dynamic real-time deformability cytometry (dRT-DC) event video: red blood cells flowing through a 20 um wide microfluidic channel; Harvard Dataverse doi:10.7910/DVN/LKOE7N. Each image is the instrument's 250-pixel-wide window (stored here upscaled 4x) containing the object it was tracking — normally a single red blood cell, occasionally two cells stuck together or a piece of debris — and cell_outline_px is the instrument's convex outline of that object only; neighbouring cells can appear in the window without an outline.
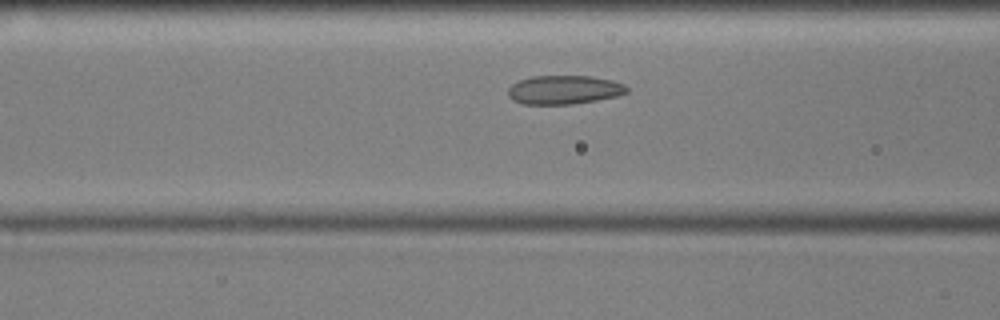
{"species": "common noctule bat (a hibernating species)", "species_latin": "Nyctalus noctula", "temperature_condition": "cold", "stored_images_in_passage": 47, "camera_frame_rate_fps": 3000, "um_per_image_px": 0.085, "animal": {"sex": "male", "body_mass_g": 17.9, "forearm_length_mm": 54.2}, "frame": {"image": 1, "passage_image": 12, "time_ms": 3.667, "image_size_px": [1000, 320], "cell_outline_px": [[628, 92], [616, 96], [596, 100], [572, 104], [520, 104], [512, 100], [508, 96], [508, 88], [512, 84], [520, 80], [532, 76], [592, 76], [612, 80], [624, 84], [628, 88]], "centroid_in_image_um": [47.93, 7.63], "position_along_channel_um": 118.7, "area_um2": 20.0}}
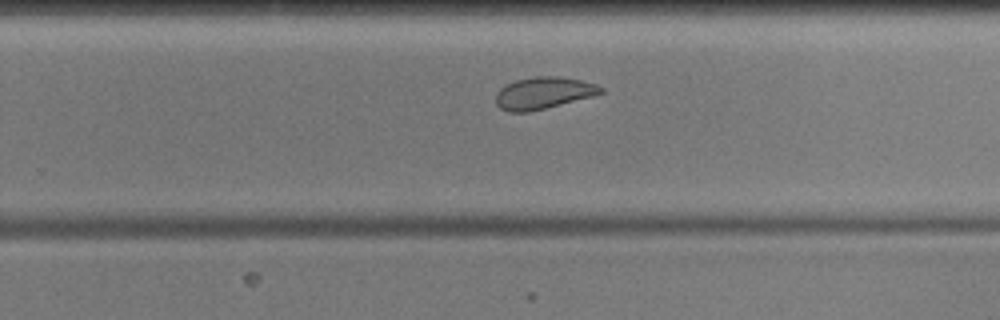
{"frame": {"image": 2, "passage_image": 26, "time_ms": 8.333, "image_size_px": [1000, 320], "cell_outline_px": [[604, 92], [592, 96], [528, 112], [508, 112], [500, 108], [496, 104], [496, 92], [500, 88], [516, 80], [536, 76], [560, 76], [580, 80], [596, 84], [604, 88]], "centroid_in_image_um": [46.18, 7.9], "position_along_channel_um": 283.6, "area_um2": 19.36}}
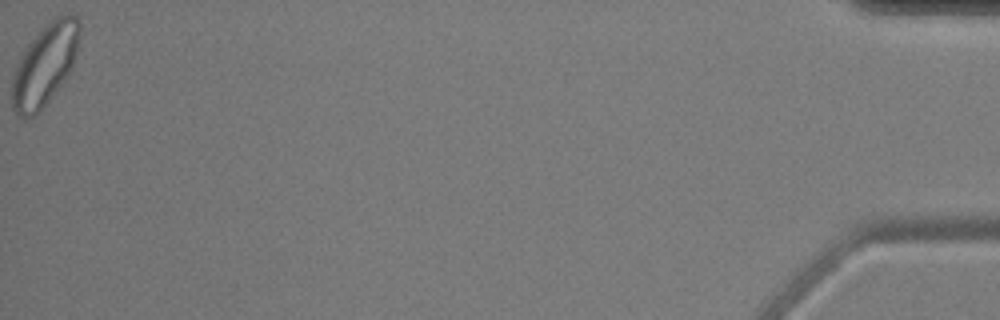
{"frame": {"image": 3, "passage_image": 47, "time_ms": 15.333, "image_size_px": [1000, 320], "cell_outline_px": [[80, 32], [76, 52], [72, 64], [68, 72], [60, 84], [48, 100], [32, 116], [20, 116], [12, 108], [12, 76], [28, 44], [56, 16], [64, 12], [76, 16], [80, 24]], "centroid_in_image_um": [3.82, 5.46], "position_along_channel_um": 431.4, "area_um2": 30.75}, "authors_computed_cell_mechanics": {"area_um2": 20.808, "velocity_mm_per_s": 3.5395, "shape_relaxation_time_tau1_ms": 7.3574, "shape_relaxation_time_tau2_ms": 1.956, "deformation_change_tau1": 0.1298, "deformation_change_tau2": 0.0771}}